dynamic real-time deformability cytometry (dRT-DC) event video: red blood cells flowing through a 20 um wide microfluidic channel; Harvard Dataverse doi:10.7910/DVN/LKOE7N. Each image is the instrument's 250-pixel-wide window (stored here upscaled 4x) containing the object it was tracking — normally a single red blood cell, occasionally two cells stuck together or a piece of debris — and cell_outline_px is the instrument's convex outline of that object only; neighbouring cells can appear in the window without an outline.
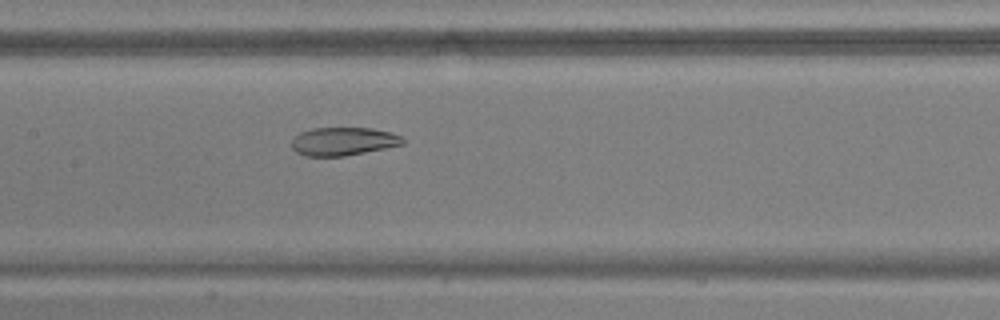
{"species": "common noctule bat (a hibernating species)", "species_latin": "Nyctalus noctula", "temperature_condition": "warm", "stored_images_in_passage": 54, "camera_frame_rate_fps": 3000, "um_per_image_px": 0.085, "animal": {"sex": "male", "body_mass_g": 17.9, "forearm_length_mm": 54.2}, "frame": {"image": 1, "passage_image": 27, "time_ms": 8.667, "image_size_px": [1000, 320], "cell_outline_px": [[404, 144], [344, 156], [304, 156], [296, 152], [292, 148], [292, 140], [300, 132], [312, 128], [372, 128], [392, 132], [400, 136], [404, 140]], "centroid_in_image_um": [29.16, 12.01], "position_along_channel_um": 178.2, "area_um2": 18.21}}
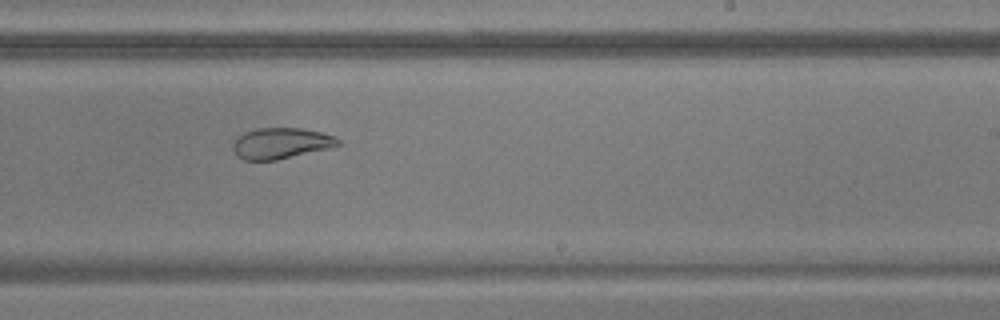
{"frame": {"image": 2, "passage_image": 34, "time_ms": 11.0, "image_size_px": [1000, 320], "cell_outline_px": [[340, 144], [328, 148], [276, 160], [244, 160], [236, 156], [232, 148], [232, 144], [236, 136], [244, 132], [256, 128], [304, 128], [320, 132], [332, 136], [340, 140]], "centroid_in_image_um": [23.8, 12.17], "position_along_channel_um": 265.2, "area_um2": 18.96}}
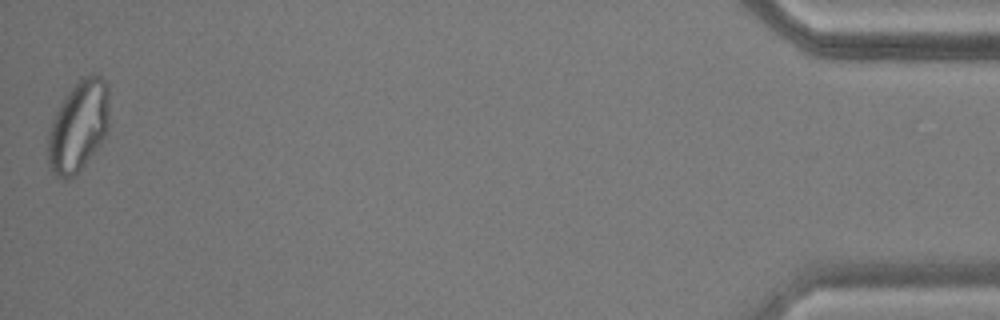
{"frame": {"image": 3, "passage_image": 54, "time_ms": 17.667, "image_size_px": [1000, 320], "cell_outline_px": [[108, 128], [104, 136], [96, 148], [84, 164], [68, 180], [64, 180], [56, 176], [48, 168], [48, 132], [52, 120], [64, 96], [84, 76], [92, 72], [100, 76], [104, 80], [108, 88]], "centroid_in_image_um": [6.64, 10.72], "position_along_channel_um": 428.6, "area_um2": 32.19}, "authors_computed_cell_mechanics": {"area_um2": 24.9696, "velocity_mm_per_s": 3.7399, "shape_relaxation_time_tau1_ms": null, "shape_relaxation_time_tau2_ms": 1.9778, "deformation_change_tau1": null, "deformation_change_tau2": 0.0677}}